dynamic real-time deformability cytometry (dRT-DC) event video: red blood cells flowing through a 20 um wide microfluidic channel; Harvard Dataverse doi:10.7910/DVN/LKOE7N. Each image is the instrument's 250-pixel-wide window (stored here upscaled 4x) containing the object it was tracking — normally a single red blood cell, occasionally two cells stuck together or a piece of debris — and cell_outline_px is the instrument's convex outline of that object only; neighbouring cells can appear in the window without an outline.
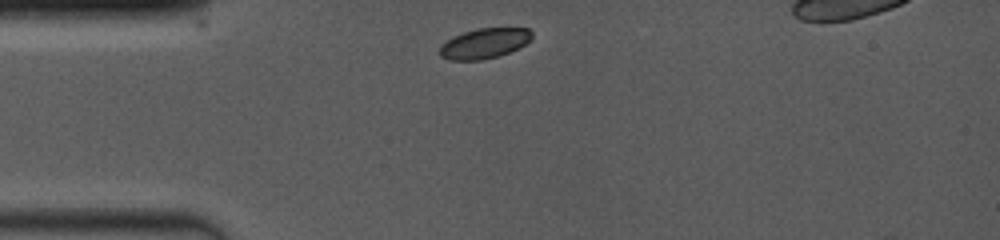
{"species": "common noctule bat (a hibernating species)", "species_latin": "Nyctalus noctula", "temperature_condition": "room temperature", "stored_images_in_passage": 24, "camera_frame_rate_fps": 4000, "um_per_image_px": 0.085, "animal": {"sex": "female", "body_mass_g": 19.0, "forearm_length_mm": 53.3}, "frame": {"image": 1, "passage_image": 1, "time_ms": 0.0, "image_size_px": [1000, 240], "cell_outline_px": [[532, 40], [500, 56], [480, 60], [448, 60], [440, 56], [440, 44], [452, 36], [476, 28], [528, 28], [532, 32]], "centroid_in_image_um": [41.14, 3.68], "position_along_channel_um": 43.9, "area_um2": 16.3}}
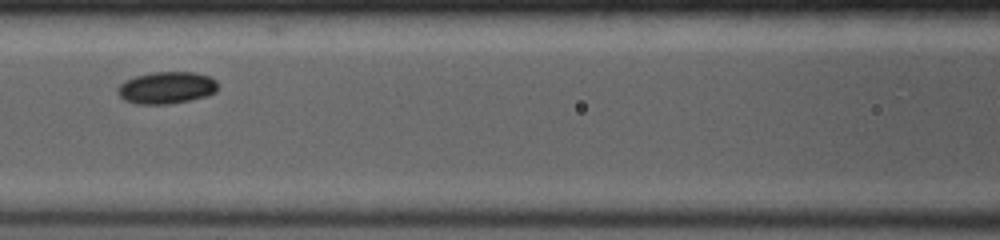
{"frame": {"image": 2, "passage_image": 11, "time_ms": 3.25, "image_size_px": [1000, 240], "cell_outline_px": [[216, 92], [208, 96], [168, 104], [136, 104], [124, 100], [116, 92], [116, 88], [124, 80], [136, 76], [152, 72], [196, 72], [208, 76], [216, 80]], "centroid_in_image_um": [14.12, 7.45], "position_along_channel_um": 152.5, "area_um2": 18.79}}
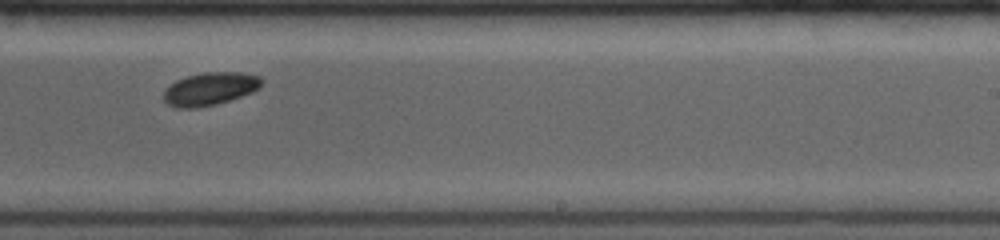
{"frame": {"image": 3, "passage_image": 21, "time_ms": 6.25, "image_size_px": [1000, 240], "cell_outline_px": [[264, 80], [260, 88], [252, 92], [216, 104], [196, 108], [176, 108], [168, 104], [164, 100], [164, 92], [176, 80], [188, 76], [204, 72], [240, 72], [260, 76]], "centroid_in_image_um": [17.88, 7.54], "position_along_channel_um": 271.1, "area_um2": 18.67}}